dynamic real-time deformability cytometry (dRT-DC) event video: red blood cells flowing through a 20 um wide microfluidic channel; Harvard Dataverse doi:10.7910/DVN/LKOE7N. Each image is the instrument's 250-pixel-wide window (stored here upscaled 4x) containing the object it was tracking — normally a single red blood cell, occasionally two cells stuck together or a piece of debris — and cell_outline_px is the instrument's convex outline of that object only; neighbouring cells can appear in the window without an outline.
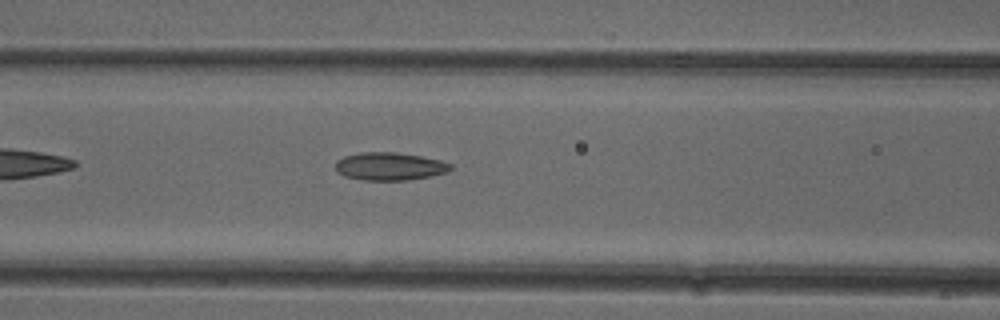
{"species": "common noctule bat (a hibernating species)", "species_latin": "Nyctalus noctula", "temperature_condition": "cold", "stored_images_in_passage": 36, "camera_frame_rate_fps": 3000, "um_per_image_px": 0.085, "animal": {"sex": "female"}, "frame": {"image": 1, "passage_image": 6, "time_ms": 1.667, "image_size_px": [1000, 320], "cell_outline_px": [[452, 168], [448, 172], [408, 180], [364, 180], [344, 176], [336, 172], [336, 160], [344, 156], [360, 152], [396, 152], [420, 156], [440, 160], [452, 164]], "centroid_in_image_um": [33.1, 14.13], "position_along_channel_um": 133.5, "area_um2": 18.73}}
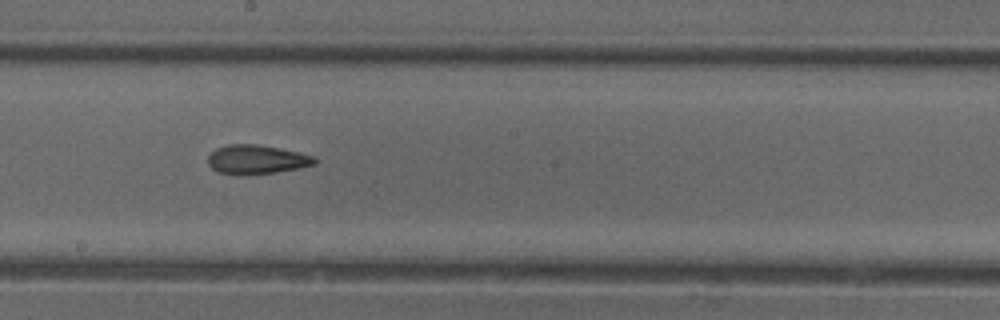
{"frame": {"image": 2, "passage_image": 13, "time_ms": 4.0, "image_size_px": [1000, 320], "cell_outline_px": [[320, 160], [316, 164], [300, 168], [276, 172], [220, 172], [212, 168], [208, 164], [208, 156], [216, 148], [228, 144], [256, 144], [280, 148], [300, 152], [316, 156]], "centroid_in_image_um": [21.91, 13.51], "position_along_channel_um": 226.3, "area_um2": 17.63}}
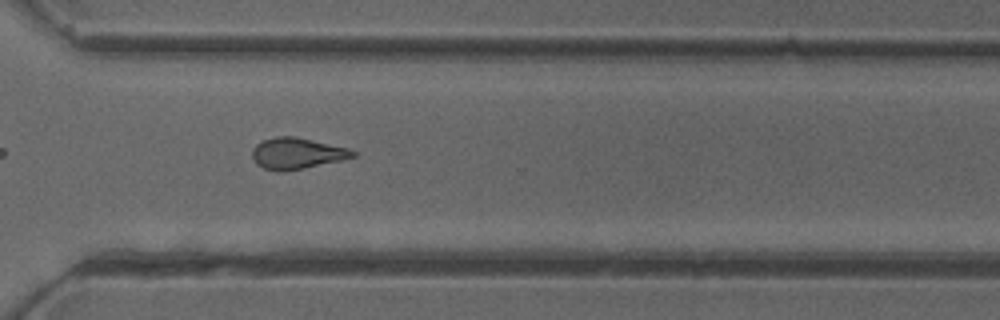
{"frame": {"image": 3, "passage_image": 22, "time_ms": 7.0, "image_size_px": [1000, 320], "cell_outline_px": [[356, 156], [340, 160], [304, 168], [284, 172], [264, 168], [256, 164], [252, 156], [252, 148], [256, 144], [264, 140], [276, 136], [296, 136], [348, 148], [356, 152]], "centroid_in_image_um": [25.21, 13.03], "position_along_channel_um": 345.4, "area_um2": 18.21}, "authors_computed_cell_mechanics": {"area_um2": 17.8891, "velocity_mm_per_s": 3.982, "shape_relaxation_time_tau1_ms": null, "shape_relaxation_time_tau2_ms": 2.7944, "deformation_change_tau1": null, "deformation_change_tau2": 0.1078}}